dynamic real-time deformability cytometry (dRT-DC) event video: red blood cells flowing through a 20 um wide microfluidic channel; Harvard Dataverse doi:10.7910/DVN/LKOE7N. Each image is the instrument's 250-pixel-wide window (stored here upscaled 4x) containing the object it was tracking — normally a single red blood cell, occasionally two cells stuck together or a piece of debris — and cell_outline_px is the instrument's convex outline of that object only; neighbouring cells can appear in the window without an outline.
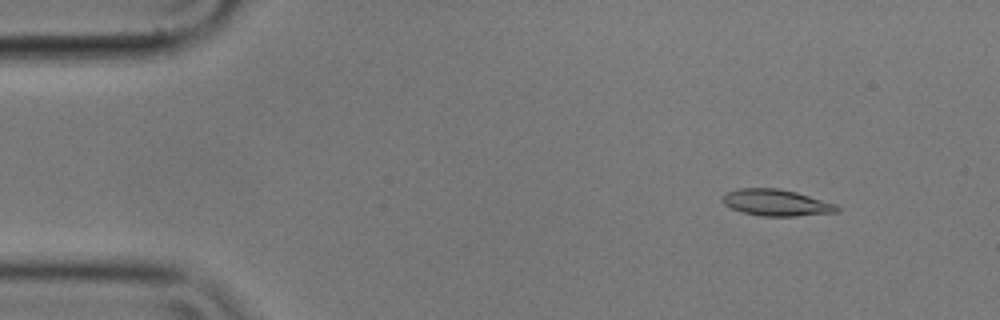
{"species": "common noctule bat (a hibernating species)", "species_latin": "Nyctalus noctula", "temperature_condition": "cold", "stored_images_in_passage": 20, "camera_frame_rate_fps": 3000, "um_per_image_px": 0.085, "animal": {"sex": "male", "body_mass_g": 17.9}, "frame": {"image": 1, "passage_image": 6, "time_ms": 1.667, "image_size_px": [1000, 320], "cell_outline_px": [[840, 212], [796, 216], [760, 216], [744, 212], [732, 208], [724, 204], [724, 196], [728, 192], [740, 188], [776, 188], [796, 192], [836, 204], [840, 208]], "centroid_in_image_um": [66.04, 17.23], "position_along_channel_um": 19.0, "area_um2": 17.46}}
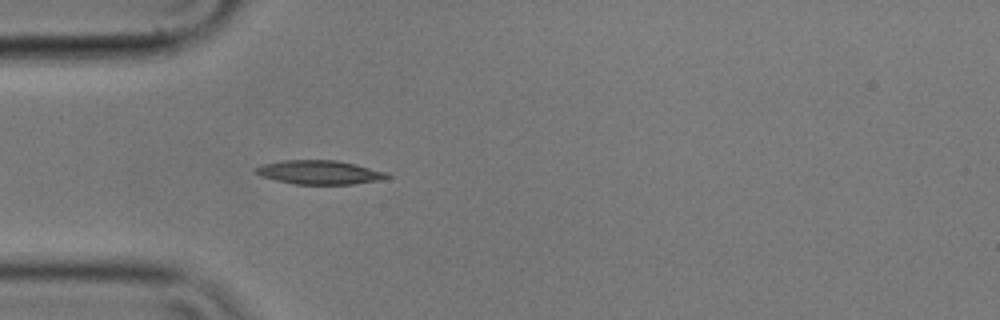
{"frame": {"image": 2, "passage_image": 16, "time_ms": 5.0, "image_size_px": [1000, 320], "cell_outline_px": [[392, 176], [380, 180], [352, 184], [292, 184], [276, 180], [264, 176], [256, 172], [252, 168], [260, 164], [284, 160], [336, 160], [356, 164], [388, 172]], "centroid_in_image_um": [27.17, 14.64], "position_along_channel_um": 57.8, "area_um2": 18.38}}
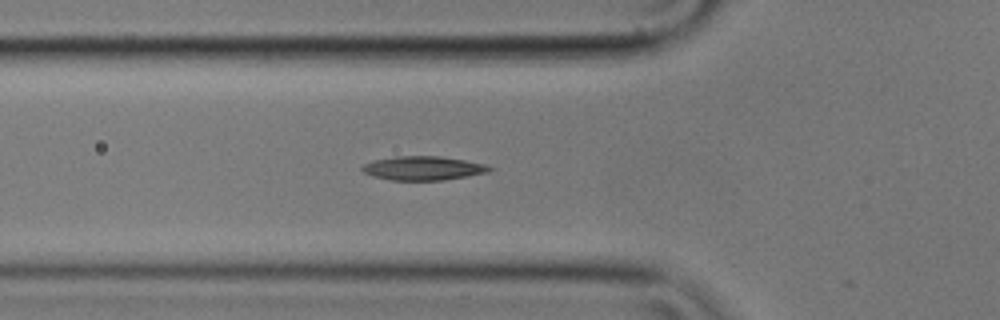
{"frame": {"image": 3, "passage_image": 19, "time_ms": 6.0, "image_size_px": [1000, 320], "cell_outline_px": [[496, 168], [488, 172], [468, 176], [444, 180], [392, 180], [372, 176], [364, 172], [360, 168], [364, 164], [372, 160], [396, 156], [440, 156], [464, 160], [484, 164]], "centroid_in_image_um": [35.97, 14.29], "position_along_channel_um": 89.8, "area_um2": 17.8}}